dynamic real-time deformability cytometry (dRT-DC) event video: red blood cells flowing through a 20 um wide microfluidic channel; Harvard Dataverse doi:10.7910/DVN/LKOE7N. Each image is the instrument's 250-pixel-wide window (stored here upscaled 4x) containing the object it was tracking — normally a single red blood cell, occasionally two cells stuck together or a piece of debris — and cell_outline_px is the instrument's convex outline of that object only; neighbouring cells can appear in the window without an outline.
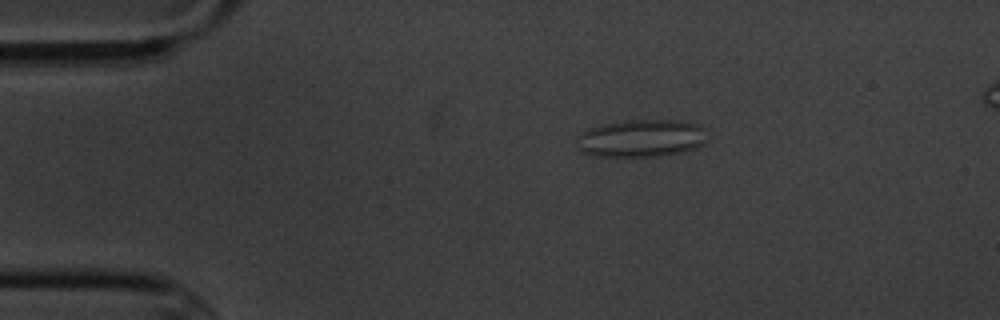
{"species": "common noctule bat (a hibernating species)", "species_latin": "Nyctalus noctula", "temperature_condition": "cold", "stored_images_in_passage": 9, "camera_frame_rate_fps": 3000, "um_per_image_px": 0.085, "animal": {"sex": "male", "body_mass_g": 20.1, "forearm_length_mm": 53.5}, "frame": {"image": 1, "passage_image": 1, "time_ms": 0.0, "image_size_px": [1000, 320], "cell_outline_px": [[704, 144], [696, 148], [684, 152], [660, 156], [596, 156], [580, 152], [580, 136], [588, 128], [604, 124], [624, 120], [684, 120], [700, 124], [704, 128]], "centroid_in_image_um": [54.58, 11.74], "position_along_channel_um": 30.4, "area_um2": 28.5}}
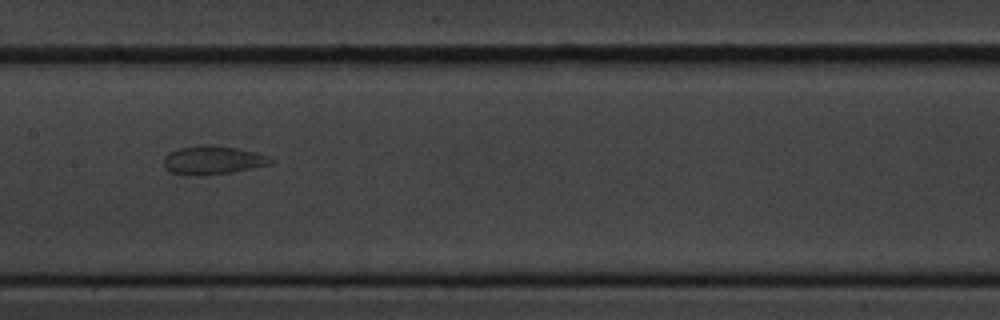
{"frame": {"image": 2, "passage_image": 6, "time_ms": 6.0, "image_size_px": [1000, 320], "cell_outline_px": [[276, 160], [272, 164], [232, 172], [168, 172], [164, 168], [164, 156], [168, 152], [180, 148], [200, 144], [212, 144], [236, 148], [256, 152], [268, 156]], "centroid_in_image_um": [18.14, 13.54], "position_along_channel_um": 189.3, "area_um2": 17.17}}
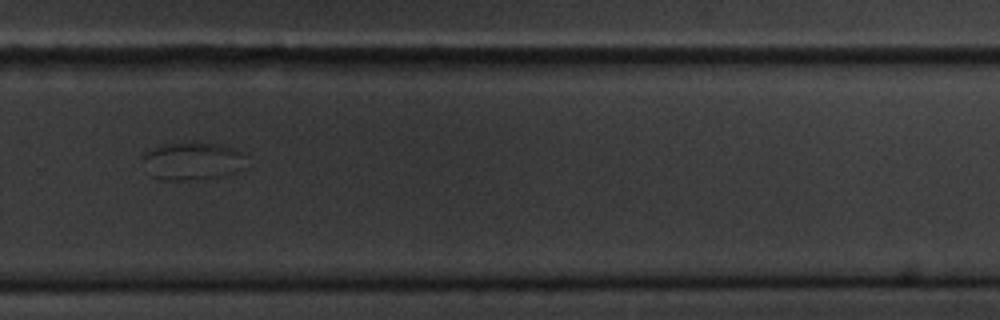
{"frame": {"image": 3, "passage_image": 9, "time_ms": 9.667, "image_size_px": [1000, 320], "cell_outline_px": [[244, 168], [236, 172], [228, 172], [144, 160], [144, 156], [148, 152], [156, 148], [172, 144], [192, 140], [220, 144], [244, 152]], "centroid_in_image_um": [16.94, 13.26], "position_along_channel_um": 312.9, "area_um2": 15.61}}